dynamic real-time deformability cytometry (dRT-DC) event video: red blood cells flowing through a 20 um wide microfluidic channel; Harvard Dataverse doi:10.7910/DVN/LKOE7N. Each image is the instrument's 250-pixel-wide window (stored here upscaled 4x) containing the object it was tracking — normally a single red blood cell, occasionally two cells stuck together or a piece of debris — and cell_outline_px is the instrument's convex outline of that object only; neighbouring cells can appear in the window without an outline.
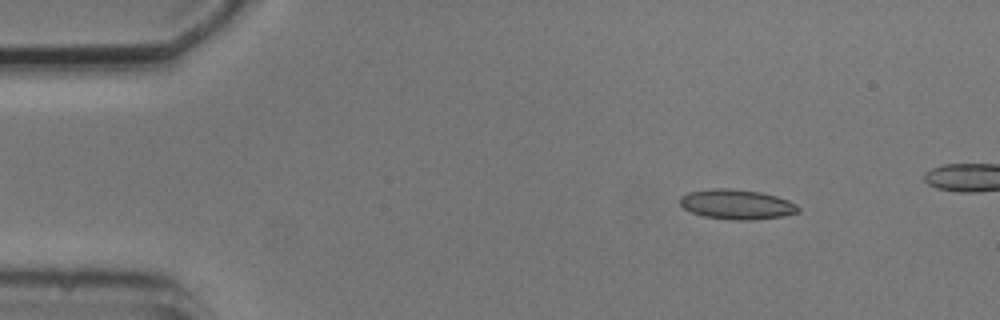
{"species": "common noctule bat (a hibernating species)", "species_latin": "Nyctalus noctula", "temperature_condition": "cold", "stored_images_in_passage": 4, "camera_frame_rate_fps": 3000, "um_per_image_px": 0.085, "animal": {"sex": "male", "body_mass_g": 20.5, "forearm_length_mm": 52.5}, "frame": {"image": 1, "passage_image": 1, "time_ms": 0.0, "image_size_px": [1000, 320], "cell_outline_px": [[800, 212], [784, 216], [752, 220], [732, 220], [704, 216], [692, 212], [684, 208], [680, 204], [680, 196], [688, 192], [712, 188], [732, 188], [760, 192], [776, 196], [788, 200], [796, 204], [800, 208]], "centroid_in_image_um": [62.64, 17.37], "position_along_channel_um": 22.4, "area_um2": 20.69}}